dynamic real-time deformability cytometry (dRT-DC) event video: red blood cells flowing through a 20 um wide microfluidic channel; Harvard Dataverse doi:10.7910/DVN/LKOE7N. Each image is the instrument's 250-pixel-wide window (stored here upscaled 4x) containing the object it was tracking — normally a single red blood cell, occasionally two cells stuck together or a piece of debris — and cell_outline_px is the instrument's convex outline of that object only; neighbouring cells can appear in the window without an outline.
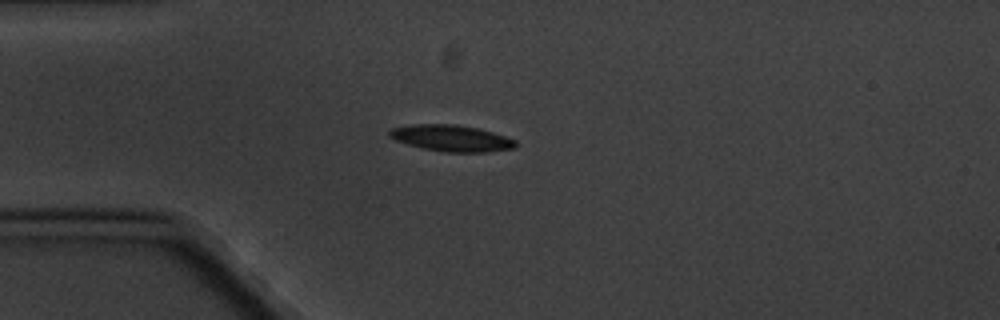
{"species": "common noctule bat (a hibernating species)", "species_latin": "Nyctalus noctula", "temperature_condition": "cold", "stored_images_in_passage": 10, "camera_frame_rate_fps": 3000, "um_per_image_px": 0.085, "animal": {"sex": "male", "body_mass_g": 20.1, "forearm_length_mm": 53.5}, "frame": {"image": 1, "passage_image": 4, "time_ms": 4.333, "image_size_px": [1000, 320], "cell_outline_px": [[516, 148], [488, 152], [444, 152], [420, 148], [396, 140], [388, 136], [388, 132], [392, 128], [412, 124], [456, 124], [476, 128], [492, 132], [516, 140]], "centroid_in_image_um": [38.36, 11.75], "position_along_channel_um": 46.6, "area_um2": 19.42}}